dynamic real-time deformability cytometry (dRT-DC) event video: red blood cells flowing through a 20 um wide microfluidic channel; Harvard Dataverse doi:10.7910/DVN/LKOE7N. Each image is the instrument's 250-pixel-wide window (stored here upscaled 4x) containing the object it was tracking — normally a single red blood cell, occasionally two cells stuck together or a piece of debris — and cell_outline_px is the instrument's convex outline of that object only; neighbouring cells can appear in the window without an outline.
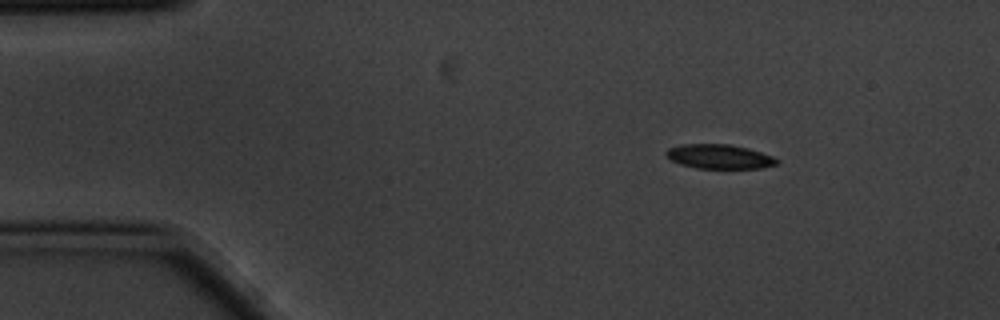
{"species": "common noctule bat (a hibernating species)", "species_latin": "Nyctalus noctula", "temperature_condition": "cold", "stored_images_in_passage": 4, "camera_frame_rate_fps": 3000, "um_per_image_px": 0.085, "animal": {"sex": "male", "body_mass_g": 20.1, "forearm_length_mm": 53.5}, "frame": {"image": 1, "passage_image": 2, "time_ms": 0.333, "image_size_px": [1000, 320], "cell_outline_px": [[780, 160], [776, 164], [760, 168], [696, 168], [680, 164], [672, 160], [664, 152], [668, 148], [680, 144], [728, 144], [748, 148], [772, 156]], "centroid_in_image_um": [61.12, 13.3], "position_along_channel_um": 23.9, "area_um2": 15.61}}